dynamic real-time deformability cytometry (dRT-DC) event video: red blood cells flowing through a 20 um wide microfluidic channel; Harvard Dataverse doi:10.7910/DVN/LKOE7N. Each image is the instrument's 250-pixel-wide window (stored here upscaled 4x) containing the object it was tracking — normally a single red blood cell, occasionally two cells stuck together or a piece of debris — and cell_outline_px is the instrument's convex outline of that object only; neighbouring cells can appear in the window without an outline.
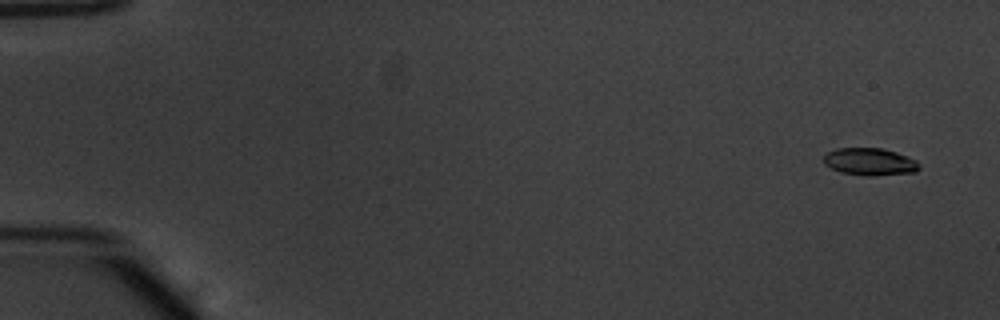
{"species": "common noctule bat (a hibernating species)", "species_latin": "Nyctalus noctula", "temperature_condition": "warm", "stored_images_in_passage": 54, "camera_frame_rate_fps": 3000, "um_per_image_px": 0.085, "animal": {"sex": "male", "body_mass_g": 20.1, "forearm_length_mm": 53.5}, "frame": {"image": 1, "passage_image": 3, "time_ms": 0.667, "image_size_px": [1000, 320], "cell_outline_px": [[920, 168], [916, 172], [872, 176], [864, 176], [840, 172], [824, 164], [824, 156], [828, 152], [836, 148], [880, 148], [896, 152], [916, 160], [920, 164]], "centroid_in_image_um": [73.94, 13.75], "position_along_channel_um": 11.1, "area_um2": 15.26}}
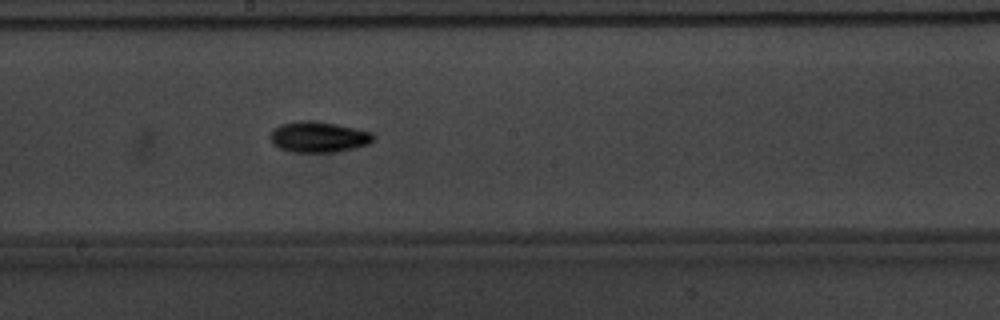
{"frame": {"image": 2, "passage_image": 31, "time_ms": 10.0, "image_size_px": [1000, 320], "cell_outline_px": [[376, 136], [368, 144], [356, 148], [336, 152], [292, 152], [280, 148], [272, 144], [268, 136], [272, 128], [280, 124], [300, 120], [316, 120], [336, 124], [372, 132]], "centroid_in_image_um": [27.03, 11.63], "position_along_channel_um": 221.2, "area_um2": 18.84}}
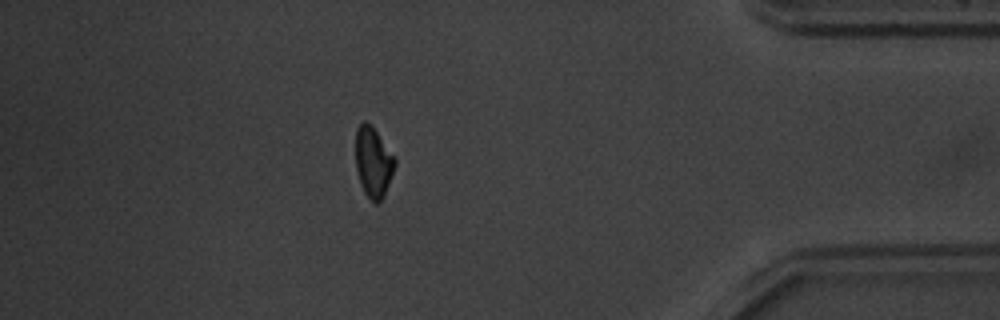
{"frame": {"image": 3, "passage_image": 48, "time_ms": 15.667, "image_size_px": [1000, 320], "cell_outline_px": [[396, 164], [384, 196], [376, 204], [364, 192], [360, 184], [356, 172], [356, 128], [364, 120], [376, 132], [396, 156]], "centroid_in_image_um": [31.73, 13.79], "position_along_channel_um": 403.5, "area_um2": 16.01}, "authors_computed_cell_mechanics": {"area_um2": 16.2996, "velocity_mm_per_s": 3.852, "shape_relaxation_time_tau1_ms": 3.6755, "shape_relaxation_time_tau2_ms": null, "deformation_change_tau1": 0.138, "deformation_change_tau2": null}}